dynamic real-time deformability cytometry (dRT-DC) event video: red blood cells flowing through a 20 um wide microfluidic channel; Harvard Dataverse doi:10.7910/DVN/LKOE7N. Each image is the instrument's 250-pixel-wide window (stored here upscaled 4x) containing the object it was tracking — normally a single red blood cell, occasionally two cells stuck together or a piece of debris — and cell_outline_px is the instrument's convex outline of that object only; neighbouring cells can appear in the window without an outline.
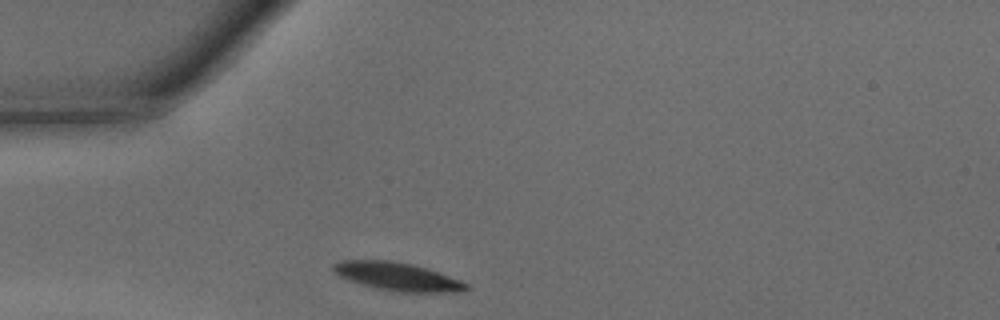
{"species": "common noctule bat (a hibernating species)", "species_latin": "Nyctalus noctula", "temperature_condition": "warm", "stored_images_in_passage": 25, "camera_frame_rate_fps": 3000, "um_per_image_px": 0.085, "animal": {"sex": "male", "body_mass_g": 15.6}, "frame": {"image": 1, "passage_image": 1, "time_ms": 0.0, "image_size_px": [1000, 320], "cell_outline_px": [[468, 288], [464, 292], [400, 292], [376, 288], [348, 280], [340, 276], [332, 268], [332, 264], [340, 260], [392, 260], [412, 264], [460, 280], [468, 284]], "centroid_in_image_um": [33.76, 23.5], "position_along_channel_um": 51.2, "area_um2": 21.62}}
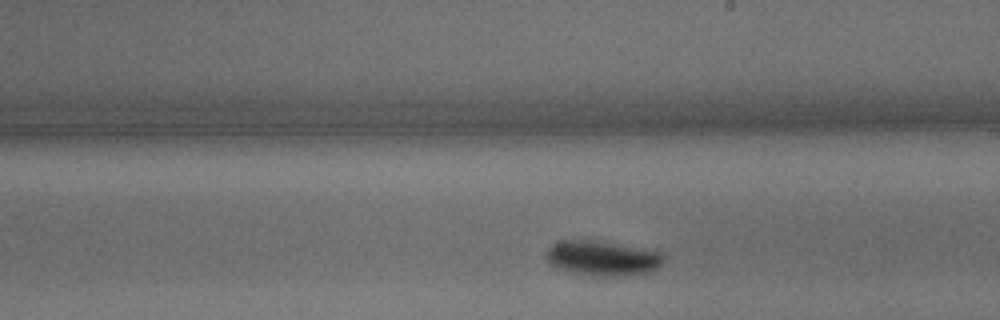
{"frame": {"image": 2, "passage_image": 15, "time_ms": 4.667, "image_size_px": [1000, 320], "cell_outline_px": [[664, 260], [656, 268], [648, 272], [620, 276], [596, 276], [556, 268], [544, 256], [548, 248], [552, 244], [560, 240], [592, 240], [664, 252]], "centroid_in_image_um": [51.19, 21.94], "position_along_channel_um": 237.8, "area_um2": 23.64}}
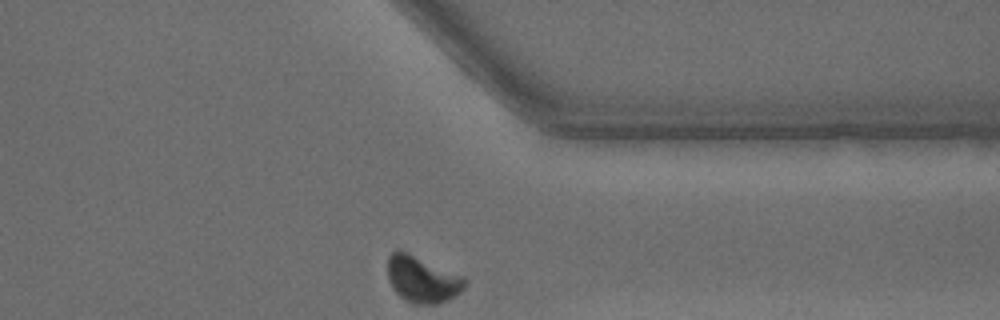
{"frame": {"image": 3, "passage_image": 25, "time_ms": 8.0, "image_size_px": [1000, 320], "cell_outline_px": [[468, 280], [464, 288], [456, 296], [448, 300], [436, 304], [412, 304], [404, 300], [392, 288], [388, 280], [388, 256], [392, 252], [408, 252], [464, 276]], "centroid_in_image_um": [35.92, 23.77], "position_along_channel_um": 375.5, "area_um2": 21.04}, "authors_computed_cell_mechanics": {"area_um2": 22.4264, "velocity_mm_per_s": 4.2361, "shape_relaxation_time_tau1_ms": 2.2438, "shape_relaxation_time_tau2_ms": null, "deformation_change_tau1": 0.147, "deformation_change_tau2": null}}